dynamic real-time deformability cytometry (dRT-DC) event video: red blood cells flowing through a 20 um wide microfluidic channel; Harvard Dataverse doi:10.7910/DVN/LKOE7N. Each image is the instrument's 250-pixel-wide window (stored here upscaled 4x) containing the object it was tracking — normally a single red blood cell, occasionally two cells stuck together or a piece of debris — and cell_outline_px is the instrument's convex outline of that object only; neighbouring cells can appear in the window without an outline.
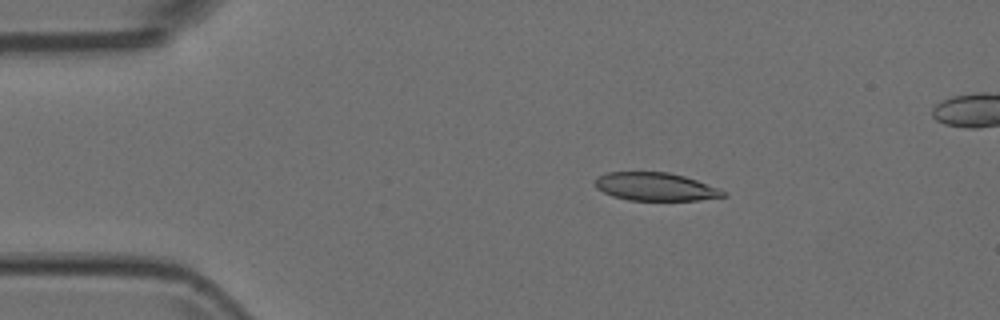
{"species": "Egyptian fruit bat (a non-hibernating species)", "species_latin": "Rousettus aegyptiacus", "temperature_condition": "room temperature", "stored_images_in_passage": 10, "camera_frame_rate_fps": 3000, "um_per_image_px": 0.085, "animal": {"sex": "female"}, "frame": {"image": 1, "passage_image": 2, "time_ms": 0.333, "image_size_px": [1000, 320], "cell_outline_px": [[724, 196], [700, 200], [628, 200], [612, 196], [596, 188], [596, 180], [600, 176], [608, 172], [668, 172], [684, 176], [696, 180], [716, 188], [724, 192]], "centroid_in_image_um": [55.67, 15.87], "position_along_channel_um": 29.3, "area_um2": 20.58}}
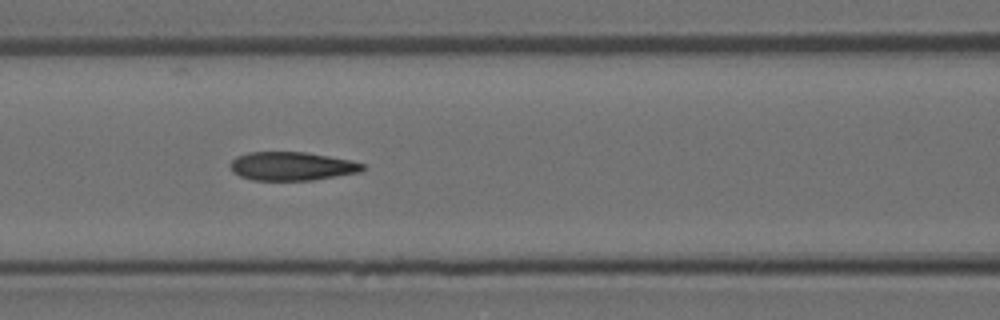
{"frame": {"image": 2, "passage_image": 6, "time_ms": 1.667, "image_size_px": [1000, 320], "cell_outline_px": [[368, 168], [360, 172], [312, 180], [252, 180], [240, 176], [232, 172], [228, 164], [236, 156], [248, 152], [304, 152], [352, 160], [364, 164]], "centroid_in_image_um": [24.8, 14.12], "position_along_channel_um": 141.8, "area_um2": 22.2}}
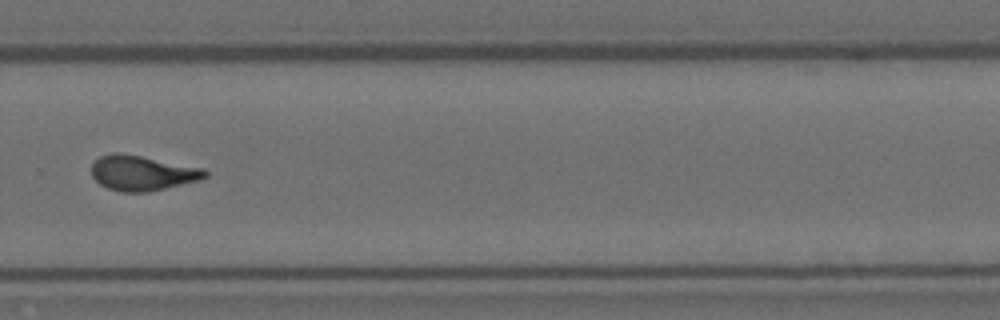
{"frame": {"image": 3, "passage_image": 10, "time_ms": 3.0, "image_size_px": [1000, 320], "cell_outline_px": [[208, 176], [200, 180], [148, 192], [120, 192], [108, 188], [100, 184], [92, 176], [92, 164], [100, 156], [116, 152], [120, 152], [204, 168], [208, 172]], "centroid_in_image_um": [12.1, 14.71], "position_along_channel_um": 317.7, "area_um2": 23.18}}